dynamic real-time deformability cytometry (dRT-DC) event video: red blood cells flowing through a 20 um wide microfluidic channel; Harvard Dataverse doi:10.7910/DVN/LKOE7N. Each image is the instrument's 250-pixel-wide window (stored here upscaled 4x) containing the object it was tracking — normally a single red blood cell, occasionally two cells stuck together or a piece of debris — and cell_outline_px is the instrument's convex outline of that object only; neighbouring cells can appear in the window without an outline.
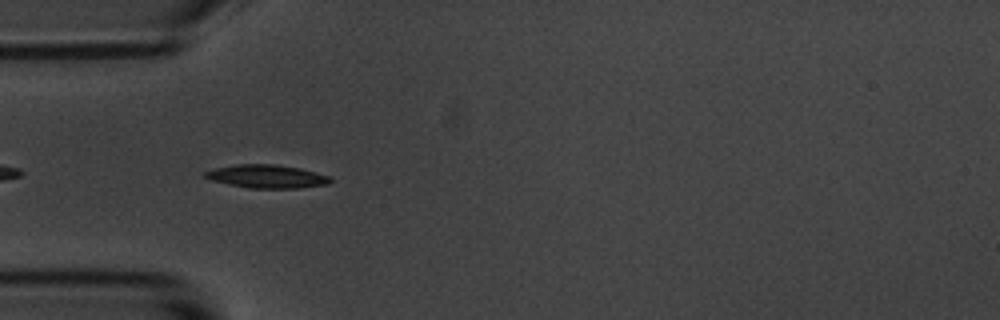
{"species": "common noctule bat (a hibernating species)", "species_latin": "Nyctalus noctula", "temperature_condition": "room temperature", "stored_images_in_passage": 6, "camera_frame_rate_fps": 3000, "um_per_image_px": 0.085, "animal": {"sex": "male", "body_mass_g": 20.1, "forearm_length_mm": 53.5}, "frame": {"image": 1, "passage_image": 5, "time_ms": 4.667, "image_size_px": [1000, 320], "cell_outline_px": [[332, 180], [328, 184], [300, 188], [248, 188], [212, 180], [204, 176], [204, 172], [212, 168], [236, 164], [276, 164], [300, 168], [332, 176]], "centroid_in_image_um": [22.7, 14.99], "position_along_channel_um": 62.3, "area_um2": 17.11}}